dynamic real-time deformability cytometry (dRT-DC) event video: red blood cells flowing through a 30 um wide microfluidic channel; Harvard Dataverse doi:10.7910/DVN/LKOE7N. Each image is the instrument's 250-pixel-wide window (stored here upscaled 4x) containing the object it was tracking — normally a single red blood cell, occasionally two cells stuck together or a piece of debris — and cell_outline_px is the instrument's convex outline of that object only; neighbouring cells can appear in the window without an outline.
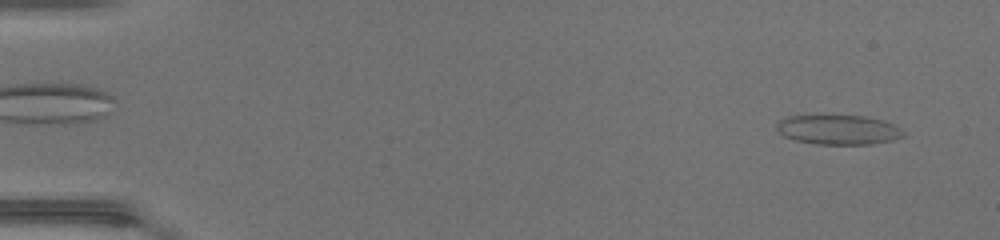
{"species": "common noctule bat (a hibernating species)", "species_latin": "Nyctalus noctula", "temperature_condition": "warm", "stored_images_in_passage": 47, "camera_frame_rate_fps": 3000, "um_per_image_px": 0.085, "animal": {"sex": "female", "body_mass_g": 17.0, "forearm_length_mm": 48.0}, "frame": {"image": 1, "passage_image": 2, "time_ms": 0.333, "image_size_px": [1000, 240], "cell_outline_px": [[904, 136], [892, 140], [872, 144], [816, 144], [796, 140], [784, 136], [776, 128], [776, 124], [780, 120], [788, 116], [816, 112], [864, 116], [880, 120], [892, 124], [900, 128], [904, 132]], "centroid_in_image_um": [71.19, 10.97], "position_along_channel_um": 13.8, "area_um2": 22.66}}
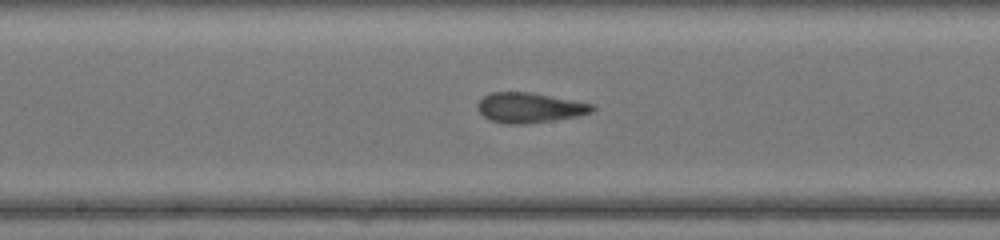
{"frame": {"image": 2, "passage_image": 25, "time_ms": 8.0, "image_size_px": [1000, 240], "cell_outline_px": [[596, 108], [592, 112], [580, 116], [528, 124], [504, 124], [488, 120], [476, 108], [476, 104], [484, 96], [492, 92], [532, 92], [592, 104]], "centroid_in_image_um": [45.0, 9.16], "position_along_channel_um": 203.2, "area_um2": 20.29}}
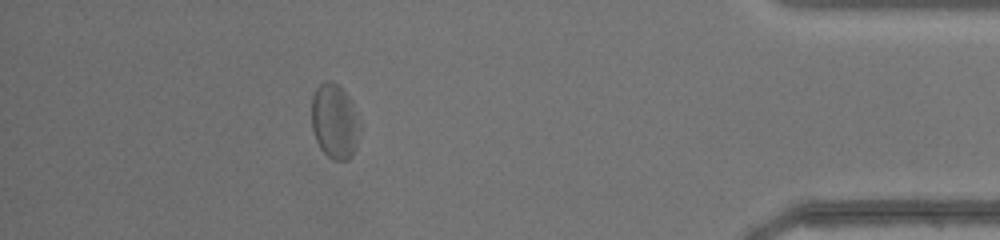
{"frame": {"image": 3, "passage_image": 42, "time_ms": 13.667, "image_size_px": [1000, 240], "cell_outline_px": [[360, 128], [356, 148], [352, 156], [348, 160], [332, 160], [320, 148], [316, 140], [312, 128], [312, 96], [316, 88], [320, 84], [328, 80], [336, 84], [348, 96]], "centroid_in_image_um": [28.42, 10.36], "position_along_channel_um": 406.8, "area_um2": 20.69}, "authors_computed_cell_mechanics": {"area_um2": 20.6924, "velocity_mm_per_s": 4.3747, "shape_relaxation_time_tau1_ms": 3.562, "shape_relaxation_time_tau2_ms": 1.1349, "deformation_change_tau1": 0.1371, "deformation_change_tau2": 0.09}}